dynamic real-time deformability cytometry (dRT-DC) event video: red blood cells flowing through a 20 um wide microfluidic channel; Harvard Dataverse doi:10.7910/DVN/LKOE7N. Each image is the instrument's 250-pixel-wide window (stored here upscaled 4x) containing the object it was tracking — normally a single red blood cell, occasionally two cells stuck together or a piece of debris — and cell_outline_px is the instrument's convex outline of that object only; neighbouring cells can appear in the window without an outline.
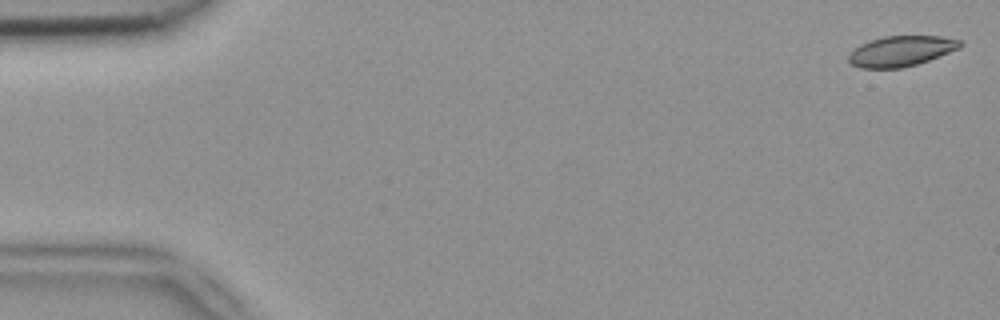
{"species": "common noctule bat (a hibernating species)", "species_latin": "Nyctalus noctula", "temperature_condition": "room temperature", "stored_images_in_passage": 6, "segment_of_instrument_passage": [2, 2], "camera_frame_rate_fps": 3000, "um_per_image_px": 0.085, "animal": {"sex": "female", "body_mass_g": 18.4}, "frame": {"image": 1, "passage_image": 6, "time_ms": 1.667, "image_size_px": [1000, 320], "cell_outline_px": [[964, 44], [960, 48], [928, 60], [916, 64], [900, 68], [860, 68], [852, 64], [848, 60], [848, 56], [860, 44], [868, 40], [884, 36], [940, 36], [960, 40]], "centroid_in_image_um": [76.59, 4.33], "position_along_channel_um": 8.4, "area_um2": 19.65}}